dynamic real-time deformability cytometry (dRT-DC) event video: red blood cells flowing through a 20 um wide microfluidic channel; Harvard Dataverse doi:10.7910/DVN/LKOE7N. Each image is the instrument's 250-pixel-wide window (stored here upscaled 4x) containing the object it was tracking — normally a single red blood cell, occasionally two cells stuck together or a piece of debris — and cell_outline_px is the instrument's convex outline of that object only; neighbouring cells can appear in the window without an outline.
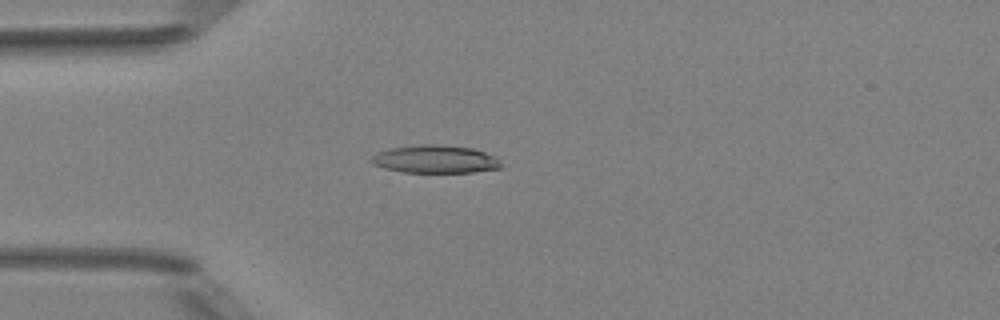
{"species": "Egyptian fruit bat (a non-hibernating species)", "species_latin": "Rousettus aegyptiacus", "temperature_condition": "room temperature", "stored_images_in_passage": 5, "camera_frame_rate_fps": 3000, "um_per_image_px": 0.085, "animal": {"sex": "female"}, "frame": {"image": 1, "passage_image": 4, "time_ms": 4.333, "image_size_px": [1000, 320], "cell_outline_px": [[500, 168], [472, 172], [404, 172], [384, 168], [372, 164], [368, 160], [376, 152], [388, 148], [420, 144], [440, 144], [472, 148], [496, 156], [500, 164]], "centroid_in_image_um": [36.93, 13.52], "position_along_channel_um": 48.1, "area_um2": 21.21}}